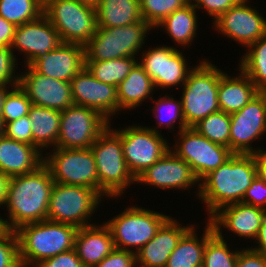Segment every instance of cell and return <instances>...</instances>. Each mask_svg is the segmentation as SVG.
I'll use <instances>...</instances> for the list:
<instances>
[{
	"label": "cell",
	"instance_id": "1",
	"mask_svg": "<svg viewBox=\"0 0 266 267\" xmlns=\"http://www.w3.org/2000/svg\"><path fill=\"white\" fill-rule=\"evenodd\" d=\"M54 184L51 172L44 163L34 172L11 177L4 205L7 219L0 216L2 226L17 230L24 224L47 220Z\"/></svg>",
	"mask_w": 266,
	"mask_h": 267
},
{
	"label": "cell",
	"instance_id": "2",
	"mask_svg": "<svg viewBox=\"0 0 266 267\" xmlns=\"http://www.w3.org/2000/svg\"><path fill=\"white\" fill-rule=\"evenodd\" d=\"M257 177L254 154L233 155L216 170L211 171L199 182L201 204L206 206L210 218L220 208L242 202L246 190Z\"/></svg>",
	"mask_w": 266,
	"mask_h": 267
},
{
	"label": "cell",
	"instance_id": "3",
	"mask_svg": "<svg viewBox=\"0 0 266 267\" xmlns=\"http://www.w3.org/2000/svg\"><path fill=\"white\" fill-rule=\"evenodd\" d=\"M76 226L43 220L20 226L16 231L22 267L74 249Z\"/></svg>",
	"mask_w": 266,
	"mask_h": 267
},
{
	"label": "cell",
	"instance_id": "4",
	"mask_svg": "<svg viewBox=\"0 0 266 267\" xmlns=\"http://www.w3.org/2000/svg\"><path fill=\"white\" fill-rule=\"evenodd\" d=\"M109 126L90 147L93 152L99 181V194L112 200L119 199L136 179L127 168L120 134Z\"/></svg>",
	"mask_w": 266,
	"mask_h": 267
},
{
	"label": "cell",
	"instance_id": "5",
	"mask_svg": "<svg viewBox=\"0 0 266 267\" xmlns=\"http://www.w3.org/2000/svg\"><path fill=\"white\" fill-rule=\"evenodd\" d=\"M211 62L209 58H199V64L196 63L180 88L182 114L187 127H193L211 113L220 111L218 88L224 71Z\"/></svg>",
	"mask_w": 266,
	"mask_h": 267
},
{
	"label": "cell",
	"instance_id": "6",
	"mask_svg": "<svg viewBox=\"0 0 266 267\" xmlns=\"http://www.w3.org/2000/svg\"><path fill=\"white\" fill-rule=\"evenodd\" d=\"M151 30L154 29L143 19L123 27H97L96 33L84 45L85 61L137 57L146 48L144 45Z\"/></svg>",
	"mask_w": 266,
	"mask_h": 267
},
{
	"label": "cell",
	"instance_id": "7",
	"mask_svg": "<svg viewBox=\"0 0 266 267\" xmlns=\"http://www.w3.org/2000/svg\"><path fill=\"white\" fill-rule=\"evenodd\" d=\"M170 217V214L132 204L104 224L111 232L115 248L136 253L156 235Z\"/></svg>",
	"mask_w": 266,
	"mask_h": 267
},
{
	"label": "cell",
	"instance_id": "8",
	"mask_svg": "<svg viewBox=\"0 0 266 267\" xmlns=\"http://www.w3.org/2000/svg\"><path fill=\"white\" fill-rule=\"evenodd\" d=\"M104 198L95 190L84 186L55 183L50 196L47 220L82 228L96 224L92 217Z\"/></svg>",
	"mask_w": 266,
	"mask_h": 267
},
{
	"label": "cell",
	"instance_id": "9",
	"mask_svg": "<svg viewBox=\"0 0 266 267\" xmlns=\"http://www.w3.org/2000/svg\"><path fill=\"white\" fill-rule=\"evenodd\" d=\"M43 14L58 31L62 43L84 46L97 30L96 7L80 0H44Z\"/></svg>",
	"mask_w": 266,
	"mask_h": 267
},
{
	"label": "cell",
	"instance_id": "10",
	"mask_svg": "<svg viewBox=\"0 0 266 267\" xmlns=\"http://www.w3.org/2000/svg\"><path fill=\"white\" fill-rule=\"evenodd\" d=\"M115 130L121 136L125 162L135 179L162 158L172 144L163 133L149 129L146 124L132 123Z\"/></svg>",
	"mask_w": 266,
	"mask_h": 267
},
{
	"label": "cell",
	"instance_id": "11",
	"mask_svg": "<svg viewBox=\"0 0 266 267\" xmlns=\"http://www.w3.org/2000/svg\"><path fill=\"white\" fill-rule=\"evenodd\" d=\"M170 144V150L187 162L200 182L211 171L219 168L233 152L226 146L211 142L199 134L193 127H188L178 133Z\"/></svg>",
	"mask_w": 266,
	"mask_h": 267
},
{
	"label": "cell",
	"instance_id": "12",
	"mask_svg": "<svg viewBox=\"0 0 266 267\" xmlns=\"http://www.w3.org/2000/svg\"><path fill=\"white\" fill-rule=\"evenodd\" d=\"M44 164L55 183L89 187L99 193L95 158L90 148H53L44 153Z\"/></svg>",
	"mask_w": 266,
	"mask_h": 267
},
{
	"label": "cell",
	"instance_id": "13",
	"mask_svg": "<svg viewBox=\"0 0 266 267\" xmlns=\"http://www.w3.org/2000/svg\"><path fill=\"white\" fill-rule=\"evenodd\" d=\"M148 47L139 53L138 63L152 79L155 89H171L183 86L187 80L189 72L195 67L190 65L185 56V51L173 45ZM175 87V88H174ZM158 88V89H157Z\"/></svg>",
	"mask_w": 266,
	"mask_h": 267
},
{
	"label": "cell",
	"instance_id": "14",
	"mask_svg": "<svg viewBox=\"0 0 266 267\" xmlns=\"http://www.w3.org/2000/svg\"><path fill=\"white\" fill-rule=\"evenodd\" d=\"M109 124L96 110L73 104L61 111L55 148H90Z\"/></svg>",
	"mask_w": 266,
	"mask_h": 267
},
{
	"label": "cell",
	"instance_id": "15",
	"mask_svg": "<svg viewBox=\"0 0 266 267\" xmlns=\"http://www.w3.org/2000/svg\"><path fill=\"white\" fill-rule=\"evenodd\" d=\"M230 118V150L233 153L255 154L266 149L254 145L266 135L265 93L257 94L242 109L230 114Z\"/></svg>",
	"mask_w": 266,
	"mask_h": 267
},
{
	"label": "cell",
	"instance_id": "16",
	"mask_svg": "<svg viewBox=\"0 0 266 267\" xmlns=\"http://www.w3.org/2000/svg\"><path fill=\"white\" fill-rule=\"evenodd\" d=\"M250 2L239 1L211 23L217 34L235 41L242 48H248L266 35V19L256 7L249 4Z\"/></svg>",
	"mask_w": 266,
	"mask_h": 267
},
{
	"label": "cell",
	"instance_id": "17",
	"mask_svg": "<svg viewBox=\"0 0 266 267\" xmlns=\"http://www.w3.org/2000/svg\"><path fill=\"white\" fill-rule=\"evenodd\" d=\"M136 184L147 185L164 191H174V189L175 191H189L188 193L196 188L194 195L197 198L199 196V181L193 174L189 164L171 150L138 176Z\"/></svg>",
	"mask_w": 266,
	"mask_h": 267
},
{
	"label": "cell",
	"instance_id": "18",
	"mask_svg": "<svg viewBox=\"0 0 266 267\" xmlns=\"http://www.w3.org/2000/svg\"><path fill=\"white\" fill-rule=\"evenodd\" d=\"M73 104L96 110L110 123L119 115L117 87L96 79L84 66L70 81ZM112 117V118H111Z\"/></svg>",
	"mask_w": 266,
	"mask_h": 267
},
{
	"label": "cell",
	"instance_id": "19",
	"mask_svg": "<svg viewBox=\"0 0 266 267\" xmlns=\"http://www.w3.org/2000/svg\"><path fill=\"white\" fill-rule=\"evenodd\" d=\"M61 43L58 31L43 14L36 20L16 27L10 49L15 59L16 54H23L24 60L21 59L26 66Z\"/></svg>",
	"mask_w": 266,
	"mask_h": 267
},
{
	"label": "cell",
	"instance_id": "20",
	"mask_svg": "<svg viewBox=\"0 0 266 267\" xmlns=\"http://www.w3.org/2000/svg\"><path fill=\"white\" fill-rule=\"evenodd\" d=\"M19 71L18 85L32 104L63 111L73 105L70 82L43 76L29 65Z\"/></svg>",
	"mask_w": 266,
	"mask_h": 267
},
{
	"label": "cell",
	"instance_id": "21",
	"mask_svg": "<svg viewBox=\"0 0 266 267\" xmlns=\"http://www.w3.org/2000/svg\"><path fill=\"white\" fill-rule=\"evenodd\" d=\"M266 210L242 202L233 203L220 208L208 220L215 232L232 233L240 239L256 240Z\"/></svg>",
	"mask_w": 266,
	"mask_h": 267
},
{
	"label": "cell",
	"instance_id": "22",
	"mask_svg": "<svg viewBox=\"0 0 266 267\" xmlns=\"http://www.w3.org/2000/svg\"><path fill=\"white\" fill-rule=\"evenodd\" d=\"M29 66L43 76L70 82L85 66L84 46L61 43L54 50L33 60Z\"/></svg>",
	"mask_w": 266,
	"mask_h": 267
},
{
	"label": "cell",
	"instance_id": "23",
	"mask_svg": "<svg viewBox=\"0 0 266 267\" xmlns=\"http://www.w3.org/2000/svg\"><path fill=\"white\" fill-rule=\"evenodd\" d=\"M192 225L182 224L171 216L156 235L135 253L137 267H165L180 238Z\"/></svg>",
	"mask_w": 266,
	"mask_h": 267
},
{
	"label": "cell",
	"instance_id": "24",
	"mask_svg": "<svg viewBox=\"0 0 266 267\" xmlns=\"http://www.w3.org/2000/svg\"><path fill=\"white\" fill-rule=\"evenodd\" d=\"M44 163V155L32 145L0 138V171L8 177L34 172Z\"/></svg>",
	"mask_w": 266,
	"mask_h": 267
},
{
	"label": "cell",
	"instance_id": "25",
	"mask_svg": "<svg viewBox=\"0 0 266 267\" xmlns=\"http://www.w3.org/2000/svg\"><path fill=\"white\" fill-rule=\"evenodd\" d=\"M74 249L85 267H95L115 249V244L103 222L78 228Z\"/></svg>",
	"mask_w": 266,
	"mask_h": 267
},
{
	"label": "cell",
	"instance_id": "26",
	"mask_svg": "<svg viewBox=\"0 0 266 267\" xmlns=\"http://www.w3.org/2000/svg\"><path fill=\"white\" fill-rule=\"evenodd\" d=\"M199 226L193 225L182 235L176 248L170 254L165 267H202L206 242L215 234L207 219L202 236L197 232ZM200 236V237H198Z\"/></svg>",
	"mask_w": 266,
	"mask_h": 267
},
{
	"label": "cell",
	"instance_id": "27",
	"mask_svg": "<svg viewBox=\"0 0 266 267\" xmlns=\"http://www.w3.org/2000/svg\"><path fill=\"white\" fill-rule=\"evenodd\" d=\"M236 69L235 76L227 71L220 75L218 103L220 110L228 114L239 111L259 94L254 82L239 67Z\"/></svg>",
	"mask_w": 266,
	"mask_h": 267
},
{
	"label": "cell",
	"instance_id": "28",
	"mask_svg": "<svg viewBox=\"0 0 266 267\" xmlns=\"http://www.w3.org/2000/svg\"><path fill=\"white\" fill-rule=\"evenodd\" d=\"M155 90L152 79L144 71L143 67L137 63L117 86L119 115L122 110L127 112V110L131 111L133 109L134 111L137 107H141L144 102L152 100Z\"/></svg>",
	"mask_w": 266,
	"mask_h": 267
},
{
	"label": "cell",
	"instance_id": "29",
	"mask_svg": "<svg viewBox=\"0 0 266 267\" xmlns=\"http://www.w3.org/2000/svg\"><path fill=\"white\" fill-rule=\"evenodd\" d=\"M194 4L190 1L181 9L175 10L172 14L165 17L154 30L162 29L167 36L181 49H188L197 38L198 27V14Z\"/></svg>",
	"mask_w": 266,
	"mask_h": 267
},
{
	"label": "cell",
	"instance_id": "30",
	"mask_svg": "<svg viewBox=\"0 0 266 267\" xmlns=\"http://www.w3.org/2000/svg\"><path fill=\"white\" fill-rule=\"evenodd\" d=\"M28 116L31 121L33 146L44 155V151L48 152L57 144L61 111L32 104Z\"/></svg>",
	"mask_w": 266,
	"mask_h": 267
},
{
	"label": "cell",
	"instance_id": "31",
	"mask_svg": "<svg viewBox=\"0 0 266 267\" xmlns=\"http://www.w3.org/2000/svg\"><path fill=\"white\" fill-rule=\"evenodd\" d=\"M95 7L97 27H123L142 20L139 0H101Z\"/></svg>",
	"mask_w": 266,
	"mask_h": 267
},
{
	"label": "cell",
	"instance_id": "32",
	"mask_svg": "<svg viewBox=\"0 0 266 267\" xmlns=\"http://www.w3.org/2000/svg\"><path fill=\"white\" fill-rule=\"evenodd\" d=\"M152 101L153 102L151 104L153 106H151L152 108L150 109L148 108V111H152L151 113H153V117L155 116L156 125L155 127L147 126L149 129L162 133L160 128L165 127L168 131H171L170 133L172 134L174 131L178 133L181 130L188 128L183 118L180 97L177 100L176 98H173V95L165 93L164 96L160 94L157 99H154L153 97ZM176 124H179L178 127Z\"/></svg>",
	"mask_w": 266,
	"mask_h": 267
},
{
	"label": "cell",
	"instance_id": "33",
	"mask_svg": "<svg viewBox=\"0 0 266 267\" xmlns=\"http://www.w3.org/2000/svg\"><path fill=\"white\" fill-rule=\"evenodd\" d=\"M244 51L237 67L254 82L259 93H266V35Z\"/></svg>",
	"mask_w": 266,
	"mask_h": 267
},
{
	"label": "cell",
	"instance_id": "34",
	"mask_svg": "<svg viewBox=\"0 0 266 267\" xmlns=\"http://www.w3.org/2000/svg\"><path fill=\"white\" fill-rule=\"evenodd\" d=\"M137 63L138 57H122L105 61H85V67L99 81L117 87Z\"/></svg>",
	"mask_w": 266,
	"mask_h": 267
},
{
	"label": "cell",
	"instance_id": "35",
	"mask_svg": "<svg viewBox=\"0 0 266 267\" xmlns=\"http://www.w3.org/2000/svg\"><path fill=\"white\" fill-rule=\"evenodd\" d=\"M226 238L222 232H215L206 242L203 267H236L239 248H232Z\"/></svg>",
	"mask_w": 266,
	"mask_h": 267
},
{
	"label": "cell",
	"instance_id": "36",
	"mask_svg": "<svg viewBox=\"0 0 266 267\" xmlns=\"http://www.w3.org/2000/svg\"><path fill=\"white\" fill-rule=\"evenodd\" d=\"M44 0H0V16L16 27L43 15Z\"/></svg>",
	"mask_w": 266,
	"mask_h": 267
},
{
	"label": "cell",
	"instance_id": "37",
	"mask_svg": "<svg viewBox=\"0 0 266 267\" xmlns=\"http://www.w3.org/2000/svg\"><path fill=\"white\" fill-rule=\"evenodd\" d=\"M230 124V114L220 110L200 120L193 128L211 142L230 149Z\"/></svg>",
	"mask_w": 266,
	"mask_h": 267
},
{
	"label": "cell",
	"instance_id": "38",
	"mask_svg": "<svg viewBox=\"0 0 266 267\" xmlns=\"http://www.w3.org/2000/svg\"><path fill=\"white\" fill-rule=\"evenodd\" d=\"M191 0H139L142 19L153 29L165 17L181 9Z\"/></svg>",
	"mask_w": 266,
	"mask_h": 267
},
{
	"label": "cell",
	"instance_id": "39",
	"mask_svg": "<svg viewBox=\"0 0 266 267\" xmlns=\"http://www.w3.org/2000/svg\"><path fill=\"white\" fill-rule=\"evenodd\" d=\"M31 106L32 102L26 93L16 85L5 98L1 116L3 122L8 123L27 116Z\"/></svg>",
	"mask_w": 266,
	"mask_h": 267
},
{
	"label": "cell",
	"instance_id": "40",
	"mask_svg": "<svg viewBox=\"0 0 266 267\" xmlns=\"http://www.w3.org/2000/svg\"><path fill=\"white\" fill-rule=\"evenodd\" d=\"M0 267H22L16 231L4 227L0 230Z\"/></svg>",
	"mask_w": 266,
	"mask_h": 267
},
{
	"label": "cell",
	"instance_id": "41",
	"mask_svg": "<svg viewBox=\"0 0 266 267\" xmlns=\"http://www.w3.org/2000/svg\"><path fill=\"white\" fill-rule=\"evenodd\" d=\"M4 124L6 137L33 146L31 121L28 115Z\"/></svg>",
	"mask_w": 266,
	"mask_h": 267
},
{
	"label": "cell",
	"instance_id": "42",
	"mask_svg": "<svg viewBox=\"0 0 266 267\" xmlns=\"http://www.w3.org/2000/svg\"><path fill=\"white\" fill-rule=\"evenodd\" d=\"M18 65V58H14L11 49L0 47V85L18 84Z\"/></svg>",
	"mask_w": 266,
	"mask_h": 267
},
{
	"label": "cell",
	"instance_id": "43",
	"mask_svg": "<svg viewBox=\"0 0 266 267\" xmlns=\"http://www.w3.org/2000/svg\"><path fill=\"white\" fill-rule=\"evenodd\" d=\"M239 1L241 0H191L197 11L200 9L199 11L205 12L207 16L212 17V23Z\"/></svg>",
	"mask_w": 266,
	"mask_h": 267
},
{
	"label": "cell",
	"instance_id": "44",
	"mask_svg": "<svg viewBox=\"0 0 266 267\" xmlns=\"http://www.w3.org/2000/svg\"><path fill=\"white\" fill-rule=\"evenodd\" d=\"M27 267H85L79 259L76 250L60 253L52 258L38 261L28 265Z\"/></svg>",
	"mask_w": 266,
	"mask_h": 267
},
{
	"label": "cell",
	"instance_id": "45",
	"mask_svg": "<svg viewBox=\"0 0 266 267\" xmlns=\"http://www.w3.org/2000/svg\"><path fill=\"white\" fill-rule=\"evenodd\" d=\"M95 267H137L136 254L131 251L115 248Z\"/></svg>",
	"mask_w": 266,
	"mask_h": 267
},
{
	"label": "cell",
	"instance_id": "46",
	"mask_svg": "<svg viewBox=\"0 0 266 267\" xmlns=\"http://www.w3.org/2000/svg\"><path fill=\"white\" fill-rule=\"evenodd\" d=\"M242 203L266 210V183L259 177H256L246 190Z\"/></svg>",
	"mask_w": 266,
	"mask_h": 267
},
{
	"label": "cell",
	"instance_id": "47",
	"mask_svg": "<svg viewBox=\"0 0 266 267\" xmlns=\"http://www.w3.org/2000/svg\"><path fill=\"white\" fill-rule=\"evenodd\" d=\"M239 248L236 267H266V255L252 250L249 246Z\"/></svg>",
	"mask_w": 266,
	"mask_h": 267
},
{
	"label": "cell",
	"instance_id": "48",
	"mask_svg": "<svg viewBox=\"0 0 266 267\" xmlns=\"http://www.w3.org/2000/svg\"><path fill=\"white\" fill-rule=\"evenodd\" d=\"M16 26L0 16V47L10 48Z\"/></svg>",
	"mask_w": 266,
	"mask_h": 267
},
{
	"label": "cell",
	"instance_id": "49",
	"mask_svg": "<svg viewBox=\"0 0 266 267\" xmlns=\"http://www.w3.org/2000/svg\"><path fill=\"white\" fill-rule=\"evenodd\" d=\"M254 244L250 247L252 250L266 255V216L264 217L261 227Z\"/></svg>",
	"mask_w": 266,
	"mask_h": 267
},
{
	"label": "cell",
	"instance_id": "50",
	"mask_svg": "<svg viewBox=\"0 0 266 267\" xmlns=\"http://www.w3.org/2000/svg\"><path fill=\"white\" fill-rule=\"evenodd\" d=\"M257 177L266 183V149L255 153Z\"/></svg>",
	"mask_w": 266,
	"mask_h": 267
},
{
	"label": "cell",
	"instance_id": "51",
	"mask_svg": "<svg viewBox=\"0 0 266 267\" xmlns=\"http://www.w3.org/2000/svg\"><path fill=\"white\" fill-rule=\"evenodd\" d=\"M9 182L10 177L0 171V208H4L5 202L7 200Z\"/></svg>",
	"mask_w": 266,
	"mask_h": 267
},
{
	"label": "cell",
	"instance_id": "52",
	"mask_svg": "<svg viewBox=\"0 0 266 267\" xmlns=\"http://www.w3.org/2000/svg\"><path fill=\"white\" fill-rule=\"evenodd\" d=\"M18 84L0 85V117L2 116V109L7 94Z\"/></svg>",
	"mask_w": 266,
	"mask_h": 267
},
{
	"label": "cell",
	"instance_id": "53",
	"mask_svg": "<svg viewBox=\"0 0 266 267\" xmlns=\"http://www.w3.org/2000/svg\"><path fill=\"white\" fill-rule=\"evenodd\" d=\"M4 127H5V124L3 122L2 117H0V138L4 135Z\"/></svg>",
	"mask_w": 266,
	"mask_h": 267
},
{
	"label": "cell",
	"instance_id": "54",
	"mask_svg": "<svg viewBox=\"0 0 266 267\" xmlns=\"http://www.w3.org/2000/svg\"><path fill=\"white\" fill-rule=\"evenodd\" d=\"M80 1L96 6L101 0H80Z\"/></svg>",
	"mask_w": 266,
	"mask_h": 267
},
{
	"label": "cell",
	"instance_id": "55",
	"mask_svg": "<svg viewBox=\"0 0 266 267\" xmlns=\"http://www.w3.org/2000/svg\"><path fill=\"white\" fill-rule=\"evenodd\" d=\"M0 216H1V214H0ZM3 228V226H2V222H1V219H0V230Z\"/></svg>",
	"mask_w": 266,
	"mask_h": 267
}]
</instances>
